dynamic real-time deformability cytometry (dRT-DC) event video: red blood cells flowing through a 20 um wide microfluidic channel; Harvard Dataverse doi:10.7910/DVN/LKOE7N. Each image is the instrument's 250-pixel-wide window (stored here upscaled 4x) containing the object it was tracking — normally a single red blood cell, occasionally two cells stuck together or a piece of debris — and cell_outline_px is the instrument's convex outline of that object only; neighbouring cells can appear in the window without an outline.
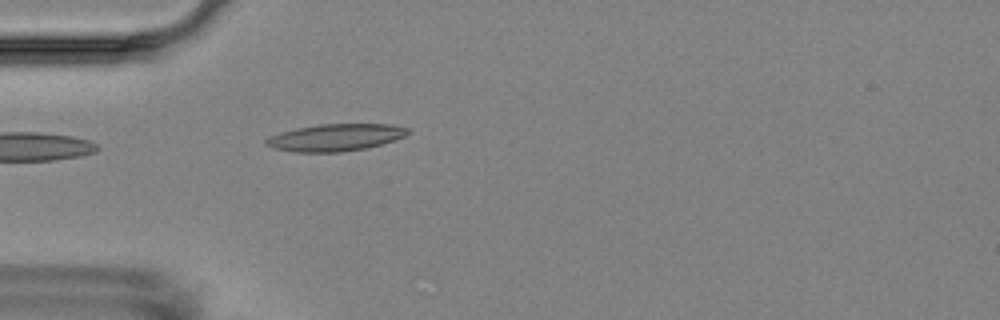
{"species": "Egyptian fruit bat (a non-hibernating species)", "species_latin": "Rousettus aegyptiacus", "temperature_condition": "room temperature", "stored_images_in_passage": 2, "camera_frame_rate_fps": 3000, "um_per_image_px": 0.085, "animal": {"sex": "female"}, "frame": {"image": 1, "passage_image": 2, "time_ms": 1.0, "image_size_px": [1000, 320], "cell_outline_px": [[412, 132], [404, 136], [368, 148], [340, 152], [296, 152], [272, 148], [264, 144], [264, 140], [268, 136], [280, 132], [296, 128], [320, 124], [392, 124], [408, 128]], "centroid_in_image_um": [28.48, 11.68], "position_along_channel_um": 56.5, "area_um2": 22.48}}